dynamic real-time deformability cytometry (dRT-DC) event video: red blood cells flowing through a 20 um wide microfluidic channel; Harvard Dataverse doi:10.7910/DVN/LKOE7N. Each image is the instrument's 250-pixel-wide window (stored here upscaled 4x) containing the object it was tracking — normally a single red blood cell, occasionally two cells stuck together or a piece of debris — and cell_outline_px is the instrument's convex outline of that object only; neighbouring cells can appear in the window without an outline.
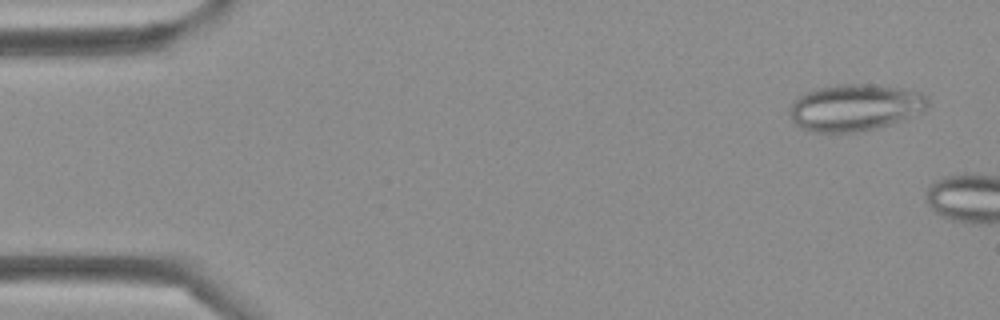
{"species": "Egyptian fruit bat (a non-hibernating species)", "species_latin": "Rousettus aegyptiacus", "temperature_condition": "cold", "stored_images_in_passage": 5, "camera_frame_rate_fps": 3000, "um_per_image_px": 0.085, "frame": {"image": 1, "passage_image": 2, "time_ms": 0.333, "image_size_px": [1000, 320], "cell_outline_px": [[928, 104], [924, 112], [904, 120], [892, 124], [860, 132], [816, 132], [804, 128], [796, 124], [792, 120], [788, 112], [792, 104], [800, 96], [816, 88], [836, 84], [868, 84], [904, 88], [920, 92], [928, 96]], "centroid_in_image_um": [72.73, 9.13], "position_along_channel_um": 12.3, "area_um2": 37.86}}